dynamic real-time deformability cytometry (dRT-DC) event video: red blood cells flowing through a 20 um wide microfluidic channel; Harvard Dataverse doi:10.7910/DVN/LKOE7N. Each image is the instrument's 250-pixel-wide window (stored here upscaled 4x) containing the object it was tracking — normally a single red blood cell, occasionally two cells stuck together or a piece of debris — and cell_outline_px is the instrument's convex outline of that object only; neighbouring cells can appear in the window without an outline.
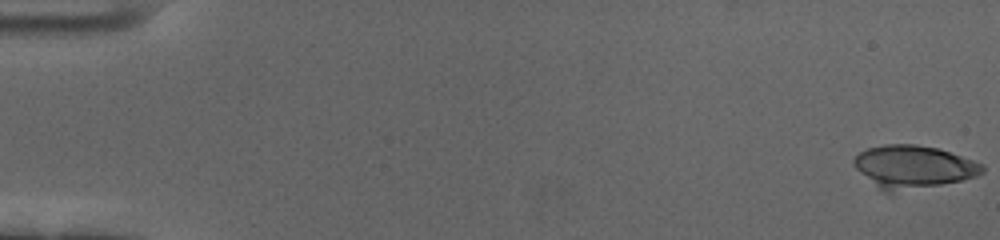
{"species": "human", "species_latin": "Homo sapiens", "temperature_condition": "cold", "stored_images_in_passage": 20, "camera_frame_rate_fps": 3000, "um_per_image_px": 0.085, "donor": {"sex": "female"}, "frame": {"image": 1, "passage_image": 1, "time_ms": 0.0, "image_size_px": [1000, 240], "cell_outline_px": [[984, 172], [976, 176], [960, 180], [892, 196], [884, 192], [860, 172], [852, 164], [852, 160], [860, 152], [868, 148], [884, 144], [916, 144], [936, 148], [984, 164]], "centroid_in_image_um": [77.6, 14.22], "position_along_channel_um": 7.4, "area_um2": 32.43}}
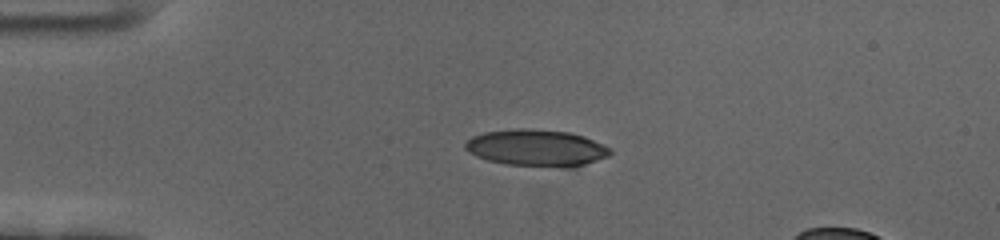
{"frame": {"image": 2, "passage_image": 15, "time_ms": 4.667, "image_size_px": [1000, 240], "cell_outline_px": [[612, 152], [608, 156], [576, 168], [560, 168], [508, 164], [488, 160], [476, 156], [468, 152], [464, 148], [464, 144], [472, 136], [484, 132], [520, 128], [524, 128], [568, 132], [584, 136], [612, 148]], "centroid_in_image_um": [45.63, 12.59], "position_along_channel_um": 39.4, "area_um2": 31.27}}